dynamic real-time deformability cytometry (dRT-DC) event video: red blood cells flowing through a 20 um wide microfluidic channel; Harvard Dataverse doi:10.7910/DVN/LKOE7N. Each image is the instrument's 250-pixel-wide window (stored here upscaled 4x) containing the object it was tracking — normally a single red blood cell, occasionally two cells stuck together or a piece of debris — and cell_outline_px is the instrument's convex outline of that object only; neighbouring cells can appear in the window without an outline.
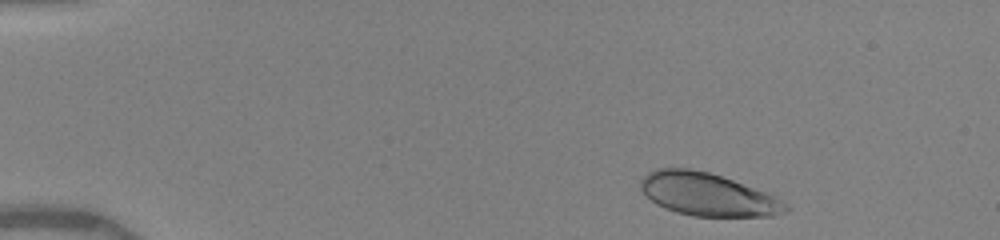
{"species": "human", "species_latin": "Homo sapiens", "temperature_condition": "warm", "stored_images_in_passage": 35, "camera_frame_rate_fps": 3000, "um_per_image_px": 0.085, "donor": {"sex": "female"}, "frame": {"image": 1, "passage_image": 2, "time_ms": 0.333, "image_size_px": [1000, 240], "cell_outline_px": [[792, 208], [784, 212], [772, 216], [692, 216], [676, 212], [664, 208], [656, 204], [640, 188], [640, 180], [648, 172], [656, 168], [688, 168], [708, 172], [732, 180], [764, 192], [788, 204]], "centroid_in_image_um": [60.12, 16.53], "position_along_channel_um": 24.9, "area_um2": 35.84}}
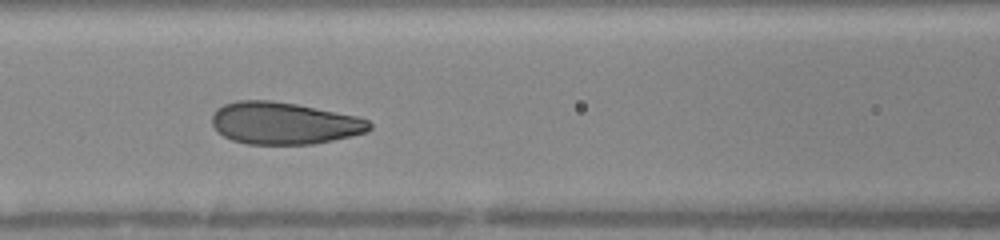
{"frame": {"image": 2, "passage_image": 17, "time_ms": 5.667, "image_size_px": [1000, 240], "cell_outline_px": [[372, 128], [368, 132], [332, 140], [312, 144], [248, 144], [232, 140], [224, 136], [212, 124], [212, 116], [216, 108], [224, 104], [236, 100], [272, 100], [296, 104], [356, 116], [368, 120], [372, 124]], "centroid_in_image_um": [24.14, 10.47], "position_along_channel_um": 142.5, "area_um2": 38.55}}
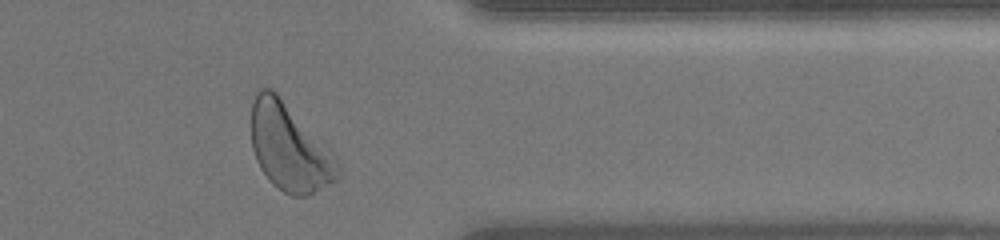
{"frame": {"image": 3, "passage_image": 34, "time_ms": 12.0, "image_size_px": [1000, 240], "cell_outline_px": [[340, 176], [336, 180], [308, 196], [292, 196], [284, 192], [272, 184], [268, 180], [260, 168], [256, 160], [252, 148], [252, 104], [256, 92], [260, 88], [272, 88], [276, 92], [336, 160], [340, 168]], "centroid_in_image_um": [24.55, 12.58], "position_along_channel_um": 386.9, "area_um2": 42.83}, "authors_computed_cell_mechanics": {"area_um2": 38.6104, "velocity_mm_per_s": 3.9836, "shape_relaxation_time_tau1_ms": 2.8795, "shape_relaxation_time_tau2_ms": null, "deformation_change_tau1": 0.1378, "deformation_change_tau2": null}}